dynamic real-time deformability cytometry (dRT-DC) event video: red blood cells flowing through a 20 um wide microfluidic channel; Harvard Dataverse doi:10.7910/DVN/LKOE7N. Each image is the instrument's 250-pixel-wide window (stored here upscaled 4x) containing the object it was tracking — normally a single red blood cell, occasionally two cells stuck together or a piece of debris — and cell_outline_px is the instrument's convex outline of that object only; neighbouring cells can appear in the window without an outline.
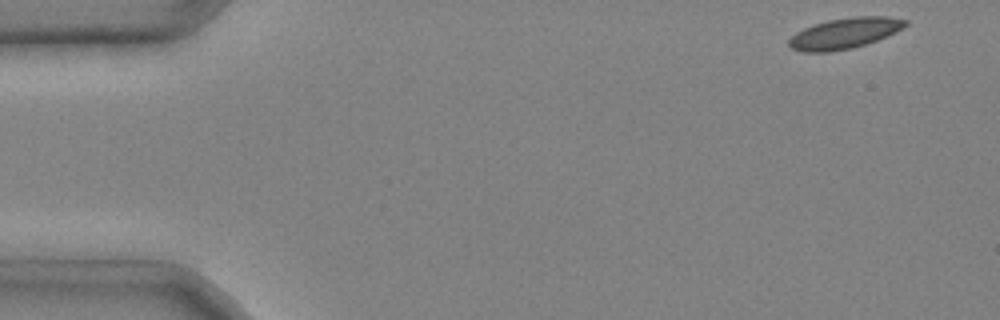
{"species": "common noctule bat (a hibernating species)", "species_latin": "Nyctalus noctula", "temperature_condition": "cold", "stored_images_in_passage": 3, "camera_frame_rate_fps": 3000, "um_per_image_px": 0.085, "animal": {"sex": "male", "body_mass_g": 20.4}, "frame": {"image": 1, "passage_image": 1, "time_ms": 0.0, "image_size_px": [1000, 320], "cell_outline_px": [[908, 24], [904, 28], [896, 32], [876, 40], [852, 48], [828, 52], [804, 52], [792, 48], [788, 44], [788, 40], [796, 32], [804, 28], [828, 20], [852, 16], [888, 16], [908, 20]], "centroid_in_image_um": [71.82, 2.82], "position_along_channel_um": 13.2, "area_um2": 20.81}}